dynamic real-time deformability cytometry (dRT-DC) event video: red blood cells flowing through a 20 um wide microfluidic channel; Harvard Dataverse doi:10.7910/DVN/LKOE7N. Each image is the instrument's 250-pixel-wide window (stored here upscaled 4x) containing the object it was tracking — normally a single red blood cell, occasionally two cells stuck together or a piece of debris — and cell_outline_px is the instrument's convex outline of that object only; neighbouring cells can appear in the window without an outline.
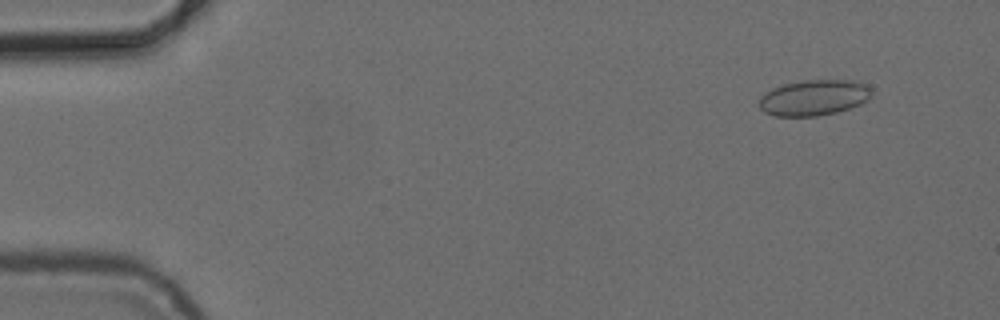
{"species": "common noctule bat (a hibernating species)", "species_latin": "Nyctalus noctula", "temperature_condition": "cold", "stored_images_in_passage": 4, "camera_frame_rate_fps": 3000, "um_per_image_px": 0.085, "animal": {"sex": "female", "body_mass_g": 24.6, "forearm_length_mm": 56.2}, "frame": {"image": 1, "passage_image": 2, "time_ms": 1.333, "image_size_px": [1000, 320], "cell_outline_px": [[872, 96], [868, 100], [860, 104], [836, 112], [816, 116], [776, 116], [764, 112], [760, 108], [760, 96], [764, 92], [772, 88], [784, 84], [804, 80], [852, 80], [868, 84], [872, 88]], "centroid_in_image_um": [69.2, 8.29], "position_along_channel_um": 15.8, "area_um2": 23.58}}